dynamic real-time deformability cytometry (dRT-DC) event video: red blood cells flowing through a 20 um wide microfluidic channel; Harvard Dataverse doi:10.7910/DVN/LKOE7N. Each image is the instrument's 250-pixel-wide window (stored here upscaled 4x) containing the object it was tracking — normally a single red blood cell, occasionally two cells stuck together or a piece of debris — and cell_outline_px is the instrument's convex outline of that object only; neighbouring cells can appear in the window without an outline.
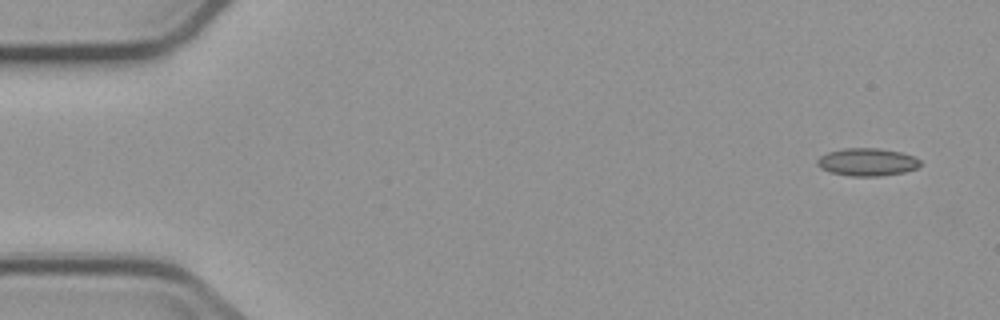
{"species": "common noctule bat (a hibernating species)", "species_latin": "Nyctalus noctula", "temperature_condition": "cold", "stored_images_in_passage": 4, "camera_frame_rate_fps": 3000, "um_per_image_px": 0.085, "animal": {"sex": "male", "body_mass_g": 23.1, "forearm_length_mm": 52.7}, "frame": {"image": 1, "passage_image": 1, "time_ms": 0.0, "image_size_px": [1000, 320], "cell_outline_px": [[920, 164], [916, 168], [904, 172], [880, 176], [852, 176], [832, 172], [820, 168], [816, 164], [816, 160], [820, 156], [828, 152], [844, 148], [880, 148], [900, 152], [912, 156], [920, 160]], "centroid_in_image_um": [73.68, 13.77], "position_along_channel_um": 11.3, "area_um2": 16.53}}
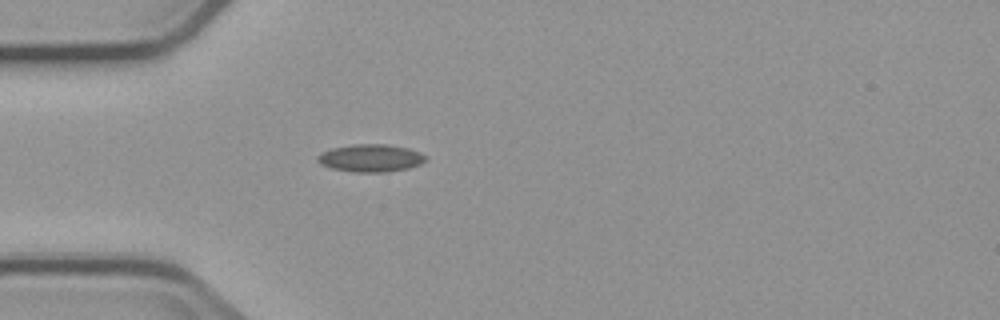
{"frame": {"image": 2, "passage_image": 4, "time_ms": 4.333, "image_size_px": [1000, 320], "cell_outline_px": [[424, 160], [420, 164], [408, 168], [388, 172], [352, 172], [332, 168], [320, 164], [316, 160], [316, 156], [332, 148], [352, 144], [388, 144], [408, 148], [420, 152], [424, 156]], "centroid_in_image_um": [31.48, 13.43], "position_along_channel_um": 53.5, "area_um2": 17.34}}